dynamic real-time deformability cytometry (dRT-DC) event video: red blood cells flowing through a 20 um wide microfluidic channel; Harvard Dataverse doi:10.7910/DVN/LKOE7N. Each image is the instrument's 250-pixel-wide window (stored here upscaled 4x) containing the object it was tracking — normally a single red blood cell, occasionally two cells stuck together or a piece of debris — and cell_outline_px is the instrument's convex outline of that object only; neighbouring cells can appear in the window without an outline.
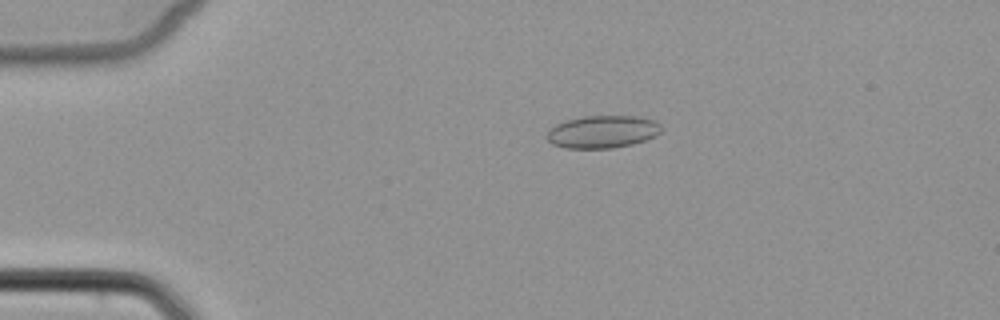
{"species": "common noctule bat (a hibernating species)", "species_latin": "Nyctalus noctula", "temperature_condition": "cold", "stored_images_in_passage": 5, "camera_frame_rate_fps": 3000, "um_per_image_px": 0.085, "animal": {"sex": "female", "body_mass_g": 22.7, "forearm_length_mm": 54.2}, "frame": {"image": 1, "passage_image": 4, "time_ms": 3.667, "image_size_px": [1000, 320], "cell_outline_px": [[660, 132], [656, 136], [632, 144], [612, 148], [564, 148], [552, 144], [544, 136], [548, 128], [556, 124], [568, 120], [584, 116], [636, 116], [656, 120], [660, 124]], "centroid_in_image_um": [51.18, 11.2], "position_along_channel_um": 33.8, "area_um2": 21.85}}